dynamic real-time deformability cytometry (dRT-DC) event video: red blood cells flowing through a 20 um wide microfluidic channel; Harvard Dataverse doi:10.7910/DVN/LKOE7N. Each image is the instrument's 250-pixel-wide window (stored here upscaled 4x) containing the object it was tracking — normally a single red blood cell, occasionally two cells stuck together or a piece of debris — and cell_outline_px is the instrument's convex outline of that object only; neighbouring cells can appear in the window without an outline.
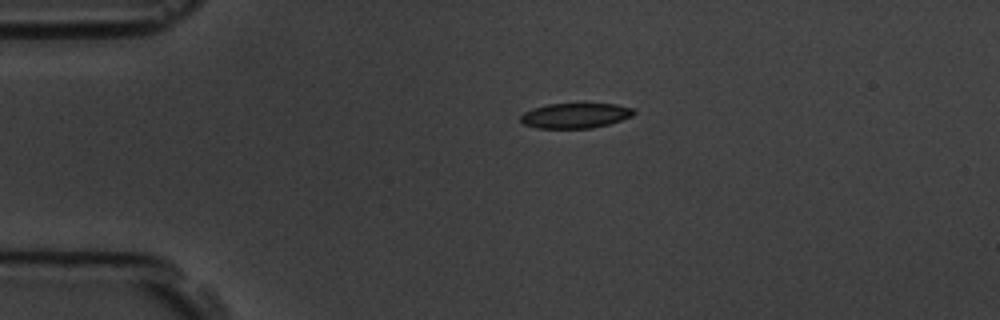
{"species": "common noctule bat (a hibernating species)", "species_latin": "Nyctalus noctula", "temperature_condition": "room temperature", "stored_images_in_passage": 4, "camera_frame_rate_fps": 3000, "um_per_image_px": 0.085, "animal": {"sex": "male", "body_mass_g": 19.5, "forearm_length_mm": 54.6}, "frame": {"image": 1, "passage_image": 2, "time_ms": 2.0, "image_size_px": [1000, 320], "cell_outline_px": [[636, 112], [632, 116], [608, 124], [592, 128], [536, 128], [524, 124], [520, 120], [520, 116], [524, 112], [532, 108], [548, 104], [616, 104], [632, 108]], "centroid_in_image_um": [48.88, 9.82], "position_along_channel_um": 36.1, "area_um2": 16.47}}
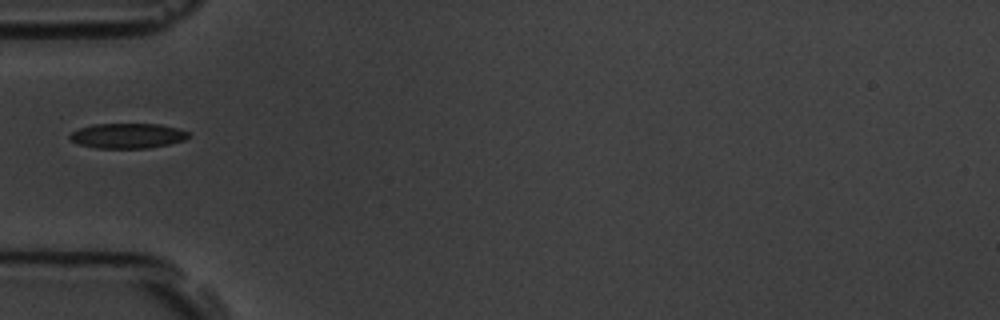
{"frame": {"image": 2, "passage_image": 4, "time_ms": 4.0, "image_size_px": [1000, 320], "cell_outline_px": [[192, 136], [184, 140], [168, 144], [148, 148], [96, 148], [80, 144], [72, 140], [68, 136], [72, 132], [80, 128], [92, 124], [160, 124], [176, 128], [188, 132]], "centroid_in_image_um": [10.86, 11.54], "position_along_channel_um": 74.1, "area_um2": 17.22}}